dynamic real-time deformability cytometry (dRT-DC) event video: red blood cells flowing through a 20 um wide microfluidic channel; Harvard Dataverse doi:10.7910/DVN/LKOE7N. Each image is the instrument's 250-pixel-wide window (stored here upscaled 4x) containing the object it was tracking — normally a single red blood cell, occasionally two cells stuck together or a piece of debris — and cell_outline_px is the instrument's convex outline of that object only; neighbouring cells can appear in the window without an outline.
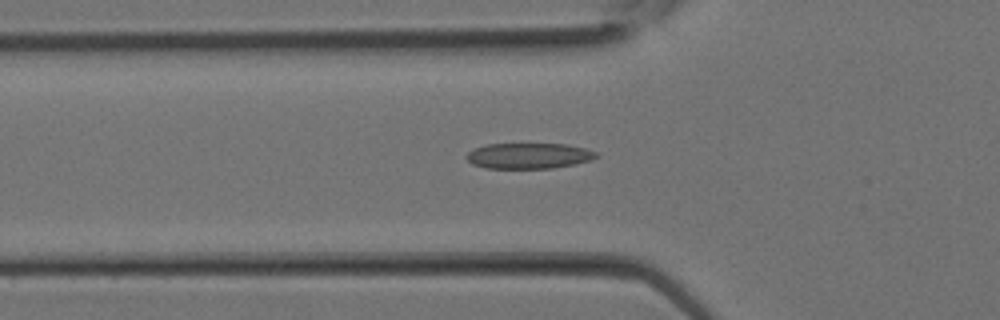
{"species": "Egyptian fruit bat (a non-hibernating species)", "species_latin": "Rousettus aegyptiacus", "temperature_condition": "room temperature", "stored_images_in_passage": 29, "camera_frame_rate_fps": 3000, "um_per_image_px": 0.085, "animal": {"sex": "female"}, "frame": {"image": 1, "passage_image": 10, "time_ms": 3.0, "image_size_px": [1000, 320], "cell_outline_px": [[600, 156], [592, 160], [576, 164], [552, 168], [484, 168], [472, 164], [464, 156], [468, 152], [476, 148], [488, 144], [568, 144], [584, 148], [596, 152]], "centroid_in_image_um": [44.97, 13.25], "position_along_channel_um": 80.8, "area_um2": 19.48}}
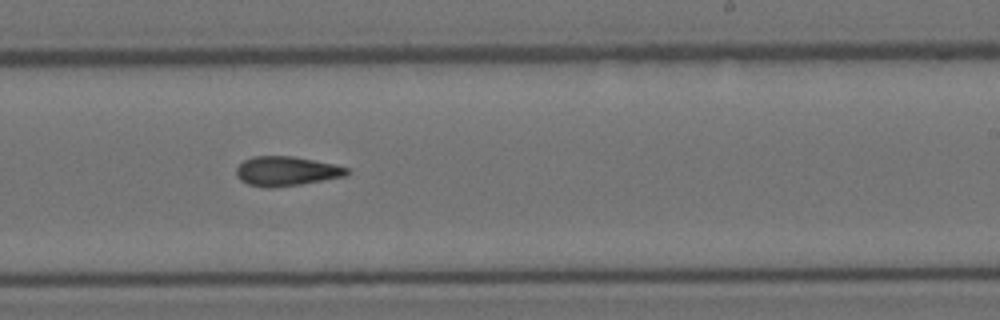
{"frame": {"image": 2, "passage_image": 18, "time_ms": 5.667, "image_size_px": [1000, 320], "cell_outline_px": [[348, 172], [344, 176], [300, 184], [272, 188], [268, 188], [248, 184], [240, 180], [236, 176], [236, 168], [244, 160], [252, 156], [292, 156], [332, 164], [348, 168]], "centroid_in_image_um": [24.27, 14.55], "position_along_channel_um": 264.7, "area_um2": 18.73}}
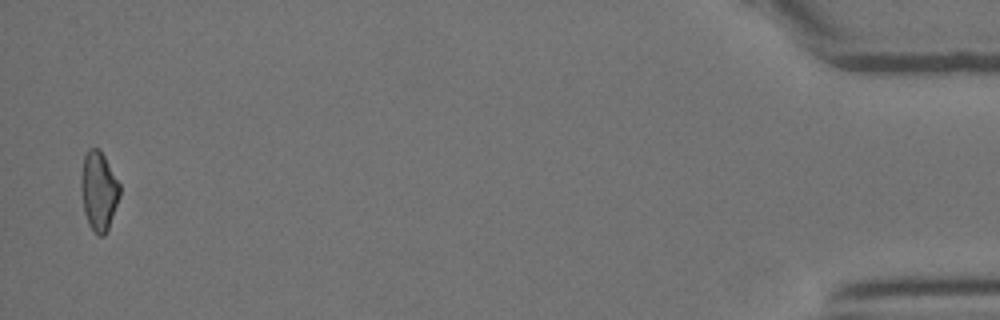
{"frame": {"image": 3, "passage_image": 29, "time_ms": 9.333, "image_size_px": [1000, 320], "cell_outline_px": [[120, 196], [108, 228], [104, 236], [96, 236], [88, 224], [84, 212], [80, 192], [80, 180], [84, 156], [88, 148], [100, 148], [120, 184]], "centroid_in_image_um": [8.38, 16.23], "position_along_channel_um": 426.8, "area_um2": 18.09}}